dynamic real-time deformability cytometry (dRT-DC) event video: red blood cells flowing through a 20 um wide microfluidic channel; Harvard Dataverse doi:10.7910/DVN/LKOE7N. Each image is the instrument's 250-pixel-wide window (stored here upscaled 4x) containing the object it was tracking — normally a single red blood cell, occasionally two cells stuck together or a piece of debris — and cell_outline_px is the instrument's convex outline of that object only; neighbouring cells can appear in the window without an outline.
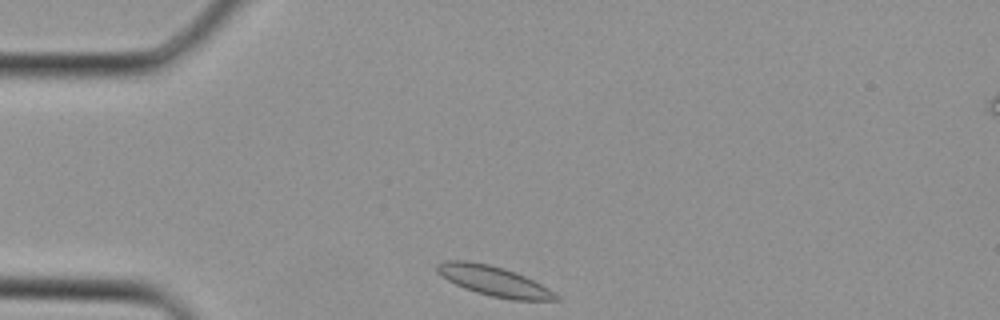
{"species": "Egyptian fruit bat (a non-hibernating species)", "species_latin": "Rousettus aegyptiacus", "temperature_condition": "cold", "stored_images_in_passage": 28, "camera_frame_rate_fps": 3000, "um_per_image_px": 0.085, "animal": {"sex": "female"}, "frame": {"image": 1, "passage_image": 1, "time_ms": 0.0, "image_size_px": [1000, 320], "cell_outline_px": [[560, 300], [512, 300], [492, 296], [476, 292], [464, 288], [448, 280], [436, 272], [436, 264], [448, 260], [468, 260], [488, 264], [504, 268], [524, 276], [548, 288], [560, 296]], "centroid_in_image_um": [41.97, 23.88], "position_along_channel_um": 43.0, "area_um2": 20.58}}
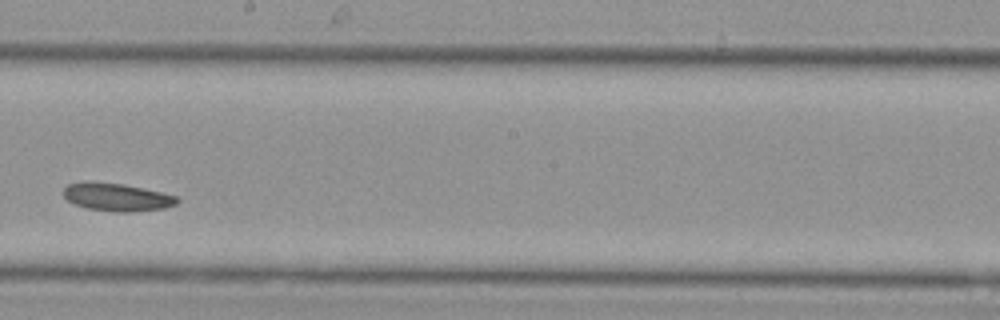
{"frame": {"image": 2, "passage_image": 13, "time_ms": 4.0, "image_size_px": [1000, 320], "cell_outline_px": [[180, 200], [176, 204], [164, 208], [132, 212], [116, 212], [88, 208], [76, 204], [68, 200], [64, 196], [64, 188], [68, 184], [84, 180], [92, 180], [124, 184], [160, 192], [176, 196]], "centroid_in_image_um": [9.91, 16.73], "position_along_channel_um": 238.3, "area_um2": 18.55}}
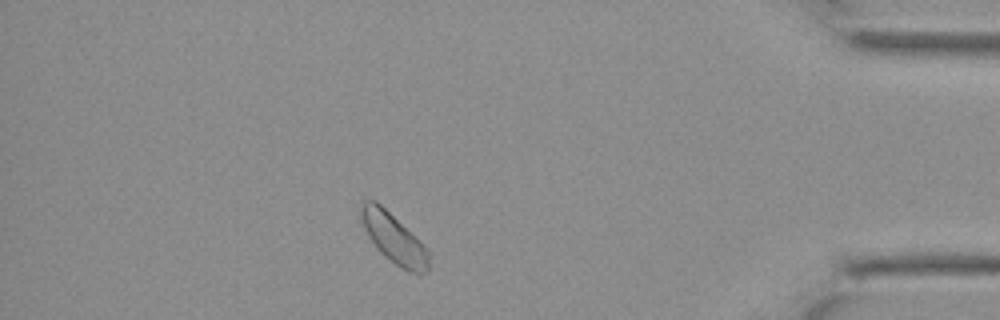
{"frame": {"image": 3, "passage_image": 24, "time_ms": 7.667, "image_size_px": [1000, 320], "cell_outline_px": [[428, 272], [408, 272], [400, 268], [388, 260], [376, 248], [368, 236], [364, 228], [360, 216], [360, 204], [364, 200], [376, 200], [428, 252]], "centroid_in_image_um": [33.38, 20.27], "position_along_channel_um": 401.8, "area_um2": 18.84}}